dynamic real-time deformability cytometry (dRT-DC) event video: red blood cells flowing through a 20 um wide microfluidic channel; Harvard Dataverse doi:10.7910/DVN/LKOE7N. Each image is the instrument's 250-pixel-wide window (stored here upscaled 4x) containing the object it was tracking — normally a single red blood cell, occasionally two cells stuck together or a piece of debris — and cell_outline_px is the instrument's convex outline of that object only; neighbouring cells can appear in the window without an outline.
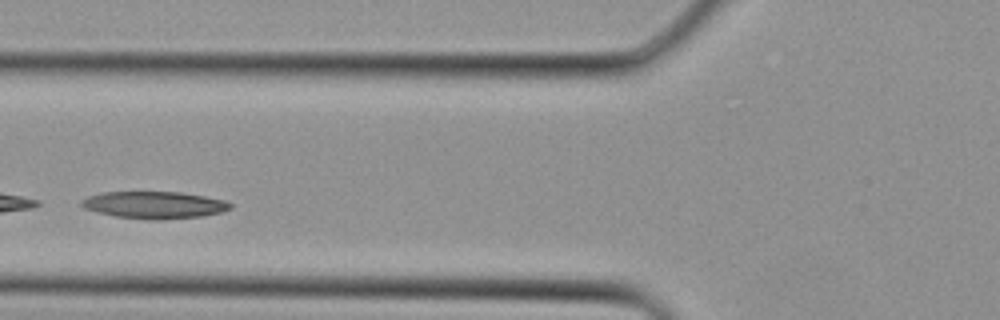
{"species": "Egyptian fruit bat (a non-hibernating species)", "species_latin": "Rousettus aegyptiacus", "temperature_condition": "cold", "stored_images_in_passage": 2, "camera_frame_rate_fps": 3000, "um_per_image_px": 0.085, "animal": {"sex": "female"}, "frame": {"image": 1, "passage_image": 2, "time_ms": 0.333, "image_size_px": [1000, 320], "cell_outline_px": [[232, 208], [220, 212], [200, 216], [152, 220], [148, 220], [116, 216], [96, 212], [84, 208], [80, 204], [80, 200], [88, 196], [104, 192], [180, 192], [204, 196], [224, 200], [232, 204]], "centroid_in_image_um": [13.08, 17.41], "position_along_channel_um": 112.7, "area_um2": 23.35}}